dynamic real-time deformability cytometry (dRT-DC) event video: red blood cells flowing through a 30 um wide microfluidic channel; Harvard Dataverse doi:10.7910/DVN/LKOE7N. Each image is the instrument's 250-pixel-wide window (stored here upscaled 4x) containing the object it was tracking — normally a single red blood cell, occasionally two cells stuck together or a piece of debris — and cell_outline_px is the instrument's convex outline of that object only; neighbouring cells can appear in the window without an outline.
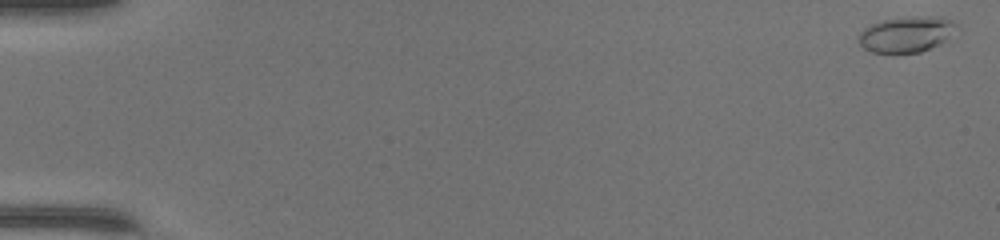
{"species": "common noctule bat (a hibernating species)", "species_latin": "Nyctalus noctula", "temperature_condition": "warm", "stored_images_in_passage": 4, "camera_frame_rate_fps": 3000, "um_per_image_px": 0.085, "animal": {"sex": "female", "body_mass_g": 17.0, "forearm_length_mm": 48.0}, "frame": {"image": 1, "passage_image": 2, "time_ms": 0.333, "image_size_px": [1000, 240], "cell_outline_px": [[956, 24], [944, 40], [940, 44], [920, 52], [872, 52], [864, 48], [856, 40], [860, 32], [864, 28], [872, 24], [884, 20], [916, 16], [940, 16], [952, 20]], "centroid_in_image_um": [76.99, 2.91], "position_along_channel_um": 8.0, "area_um2": 19.94}}